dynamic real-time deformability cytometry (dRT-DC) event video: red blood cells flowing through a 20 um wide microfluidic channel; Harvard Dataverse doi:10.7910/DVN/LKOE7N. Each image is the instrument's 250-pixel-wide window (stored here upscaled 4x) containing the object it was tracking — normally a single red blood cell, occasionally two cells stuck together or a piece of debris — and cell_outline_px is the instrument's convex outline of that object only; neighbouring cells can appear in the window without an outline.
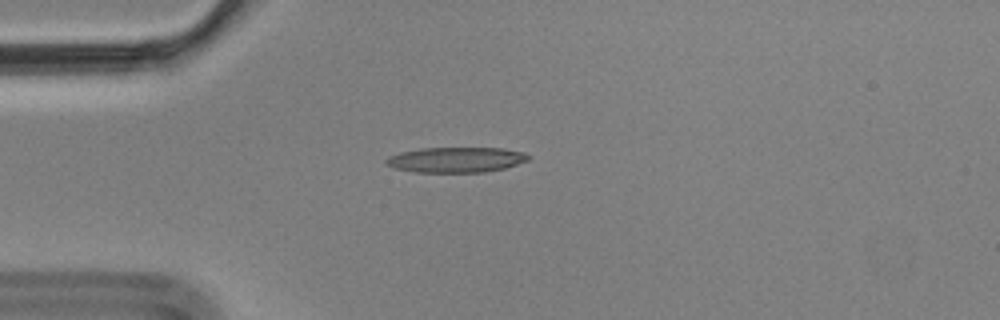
{"species": "Egyptian fruit bat (a non-hibernating species)", "species_latin": "Rousettus aegyptiacus", "temperature_condition": "cold", "stored_images_in_passage": 7, "camera_frame_rate_fps": 3000, "um_per_image_px": 0.085, "animal": {"sex": "male"}, "frame": {"image": 1, "passage_image": 4, "time_ms": 1.0, "image_size_px": [1000, 320], "cell_outline_px": [[528, 160], [504, 168], [484, 172], [416, 172], [396, 168], [384, 164], [384, 160], [388, 156], [400, 152], [420, 148], [504, 148], [524, 152], [528, 156]], "centroid_in_image_um": [38.72, 13.57], "position_along_channel_um": 46.3, "area_um2": 20.92}}
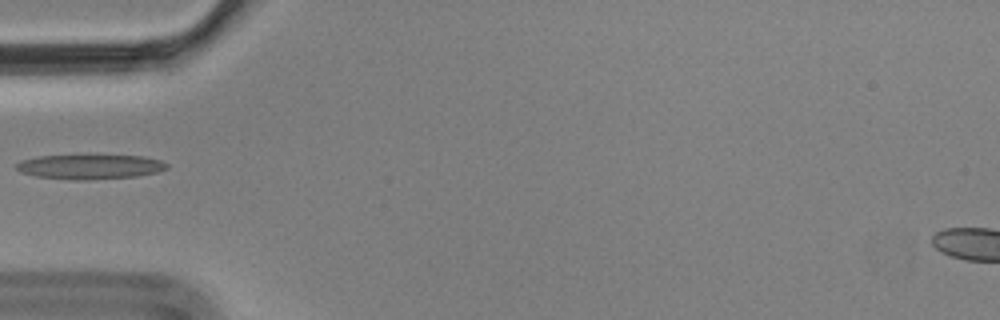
{"frame": {"image": 2, "passage_image": 5, "time_ms": 1.333, "image_size_px": [1000, 320], "cell_outline_px": [[168, 168], [156, 172], [136, 176], [88, 180], [68, 180], [36, 176], [20, 172], [16, 168], [16, 164], [20, 160], [36, 156], [140, 156], [160, 160], [168, 164]], "centroid_in_image_um": [7.6, 14.18], "position_along_channel_um": 77.4, "area_um2": 21.44}}